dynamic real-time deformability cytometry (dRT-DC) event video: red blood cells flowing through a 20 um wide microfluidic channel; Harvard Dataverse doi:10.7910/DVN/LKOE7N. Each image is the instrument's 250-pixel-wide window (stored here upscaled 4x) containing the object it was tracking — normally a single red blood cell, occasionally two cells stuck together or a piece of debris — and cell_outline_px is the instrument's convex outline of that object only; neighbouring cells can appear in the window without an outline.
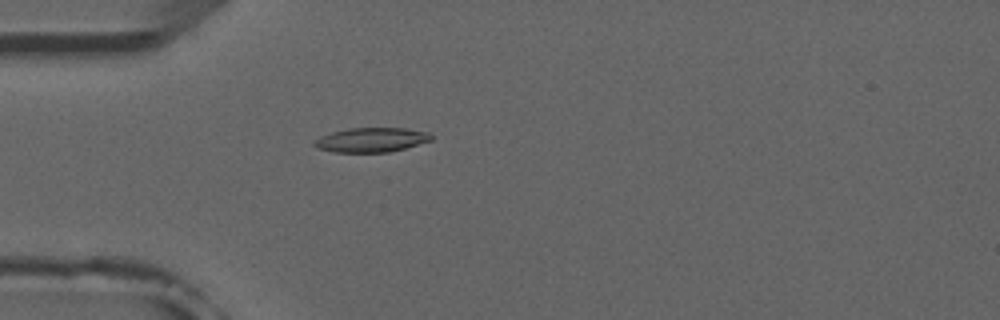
{"species": "common noctule bat (a hibernating species)", "species_latin": "Nyctalus noctula", "temperature_condition": "room temperature", "stored_images_in_passage": 5, "camera_frame_rate_fps": 3000, "um_per_image_px": 0.085, "animal": {"sex": "male", "forearm_length_mm": 52.5}, "frame": {"image": 1, "passage_image": 5, "time_ms": 4.667, "image_size_px": [1000, 320], "cell_outline_px": [[432, 140], [404, 148], [388, 152], [332, 152], [316, 148], [312, 144], [320, 136], [332, 132], [348, 128], [404, 128], [428, 132], [432, 136]], "centroid_in_image_um": [31.53, 11.89], "position_along_channel_um": 53.5, "area_um2": 16.59}}